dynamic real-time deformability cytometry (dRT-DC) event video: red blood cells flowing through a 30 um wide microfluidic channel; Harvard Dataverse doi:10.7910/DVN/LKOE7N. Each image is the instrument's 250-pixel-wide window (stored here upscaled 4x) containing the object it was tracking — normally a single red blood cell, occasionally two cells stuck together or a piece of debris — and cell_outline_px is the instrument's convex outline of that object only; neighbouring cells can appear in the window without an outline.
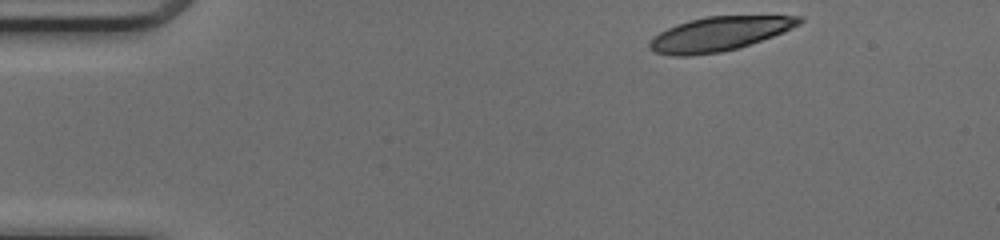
{"species": "common noctule bat (a hibernating species)", "species_latin": "Nyctalus noctula", "temperature_condition": "cold", "stored_images_in_passage": 43, "camera_frame_rate_fps": 3000, "um_per_image_px": 0.085, "animal": {"sex": "female", "body_mass_g": 17.0, "forearm_length_mm": 48.0}, "frame": {"image": 1, "passage_image": 1, "time_ms": 0.0, "image_size_px": [1000, 240], "cell_outline_px": [[804, 20], [800, 24], [784, 32], [740, 48], [720, 52], [692, 56], [672, 56], [656, 52], [648, 48], [648, 44], [660, 32], [676, 24], [688, 20], [708, 16], [804, 16]], "centroid_in_image_um": [61.15, 2.88], "position_along_channel_um": 23.8, "area_um2": 29.82}}
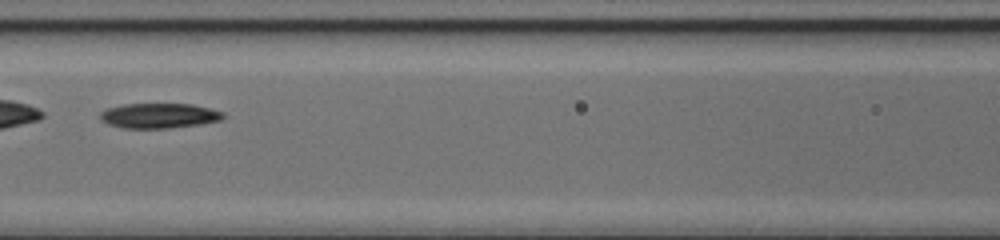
{"frame": {"image": 2, "passage_image": 17, "time_ms": 5.333, "image_size_px": [1000, 240], "cell_outline_px": [[224, 116], [220, 120], [200, 124], [168, 128], [124, 128], [108, 124], [100, 120], [100, 112], [108, 108], [124, 104], [192, 104], [224, 112]], "centroid_in_image_um": [13.5, 9.83], "position_along_channel_um": 153.1, "area_um2": 17.8}}
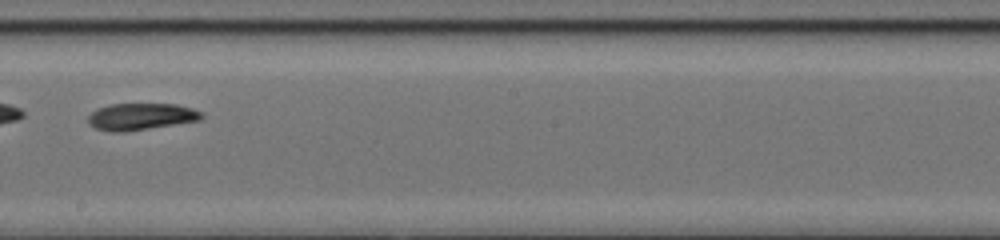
{"frame": {"image": 3, "passage_image": 23, "time_ms": 7.333, "image_size_px": [1000, 240], "cell_outline_px": [[204, 116], [200, 120], [124, 132], [108, 132], [96, 128], [88, 124], [88, 116], [96, 108], [108, 104], [176, 104], [192, 108], [204, 112]], "centroid_in_image_um": [11.96, 9.9], "position_along_channel_um": 236.2, "area_um2": 17.86}}